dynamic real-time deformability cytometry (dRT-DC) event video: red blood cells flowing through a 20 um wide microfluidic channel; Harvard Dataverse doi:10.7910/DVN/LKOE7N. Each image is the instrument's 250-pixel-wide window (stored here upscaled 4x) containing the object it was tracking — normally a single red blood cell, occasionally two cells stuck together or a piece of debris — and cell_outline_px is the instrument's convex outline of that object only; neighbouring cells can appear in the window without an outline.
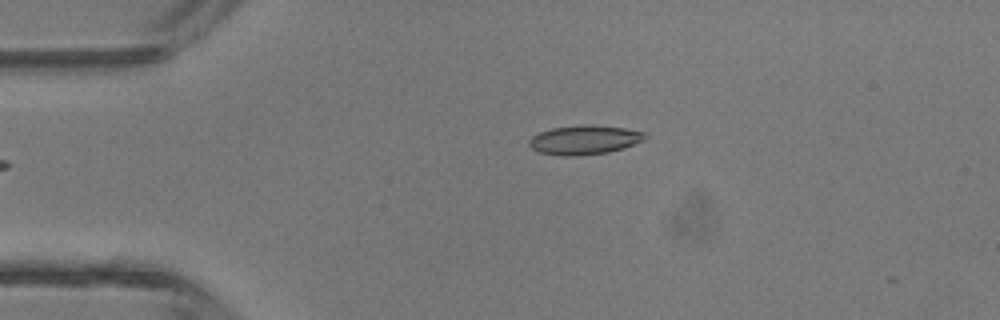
{"species": "common noctule bat (a hibernating species)", "species_latin": "Nyctalus noctula", "temperature_condition": "room temperature", "stored_images_in_passage": 5, "camera_frame_rate_fps": 3000, "um_per_image_px": 0.085, "animal": {"sex": "male", "body_mass_g": 13.3}, "frame": {"image": 1, "passage_image": 5, "time_ms": 4.667, "image_size_px": [1000, 320], "cell_outline_px": [[644, 140], [624, 148], [608, 152], [580, 156], [560, 156], [540, 152], [532, 148], [528, 144], [528, 140], [532, 136], [540, 132], [552, 128], [580, 124], [592, 124], [624, 128], [644, 132]], "centroid_in_image_um": [49.64, 11.89], "position_along_channel_um": 35.4, "area_um2": 19.83}}